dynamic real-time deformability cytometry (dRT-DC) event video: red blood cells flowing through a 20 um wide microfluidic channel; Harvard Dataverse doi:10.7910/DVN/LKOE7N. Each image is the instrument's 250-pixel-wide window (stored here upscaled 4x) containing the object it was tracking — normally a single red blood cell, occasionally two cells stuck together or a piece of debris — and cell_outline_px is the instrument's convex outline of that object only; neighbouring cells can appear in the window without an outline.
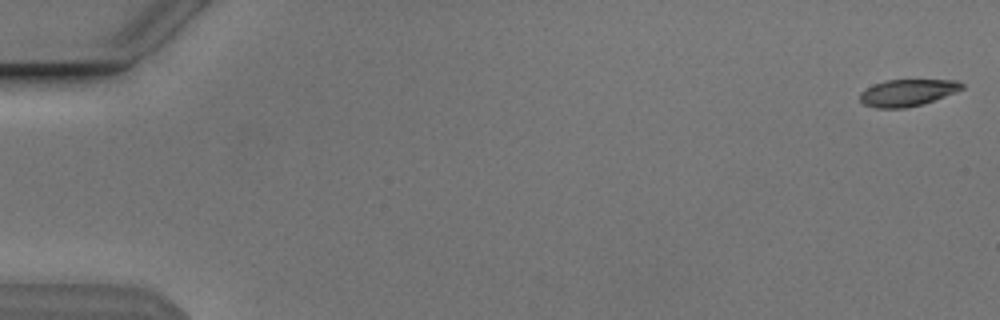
{"species": "Egyptian fruit bat (a non-hibernating species)", "species_latin": "Rousettus aegyptiacus", "temperature_condition": "cold", "stored_images_in_passage": 13, "camera_frame_rate_fps": 3000, "um_per_image_px": 0.085, "animal": {"sex": "male"}, "frame": {"image": 1, "passage_image": 1, "time_ms": 0.0, "image_size_px": [1000, 320], "cell_outline_px": [[964, 88], [944, 96], [920, 104], [904, 108], [876, 108], [864, 104], [860, 100], [860, 92], [884, 80], [956, 80], [964, 84]], "centroid_in_image_um": [77.12, 7.87], "position_along_channel_um": 7.9, "area_um2": 15.61}}